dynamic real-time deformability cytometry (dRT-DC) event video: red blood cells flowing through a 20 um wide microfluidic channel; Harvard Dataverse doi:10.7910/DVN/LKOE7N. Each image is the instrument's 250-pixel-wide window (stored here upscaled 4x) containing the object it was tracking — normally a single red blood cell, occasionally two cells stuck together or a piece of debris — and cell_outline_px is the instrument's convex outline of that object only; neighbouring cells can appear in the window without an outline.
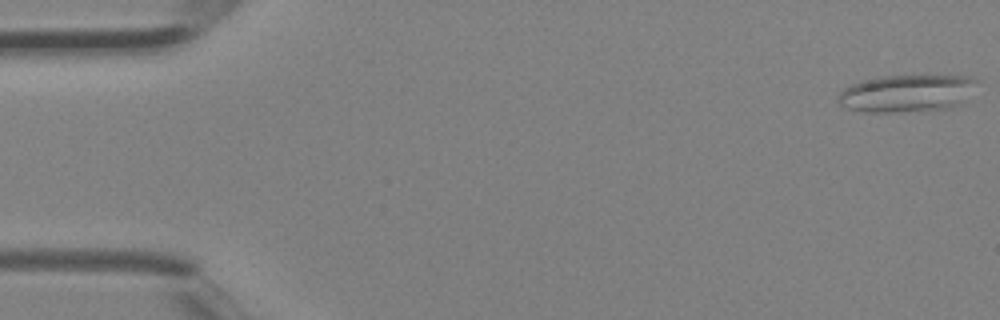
{"species": "Egyptian fruit bat (a non-hibernating species)", "species_latin": "Rousettus aegyptiacus", "temperature_condition": "room temperature", "stored_images_in_passage": 5, "camera_frame_rate_fps": 3000, "um_per_image_px": 0.085, "animal": {"sex": "female"}, "frame": {"image": 1, "passage_image": 5, "time_ms": 1.333, "image_size_px": [1000, 320], "cell_outline_px": [[976, 80], [964, 104], [952, 108], [892, 112], [864, 112], [844, 108], [836, 104], [836, 100], [840, 92], [844, 88], [852, 84], [864, 80], [880, 76], [972, 76]], "centroid_in_image_um": [77.02, 7.95], "position_along_channel_um": 8.0, "area_um2": 30.29}}